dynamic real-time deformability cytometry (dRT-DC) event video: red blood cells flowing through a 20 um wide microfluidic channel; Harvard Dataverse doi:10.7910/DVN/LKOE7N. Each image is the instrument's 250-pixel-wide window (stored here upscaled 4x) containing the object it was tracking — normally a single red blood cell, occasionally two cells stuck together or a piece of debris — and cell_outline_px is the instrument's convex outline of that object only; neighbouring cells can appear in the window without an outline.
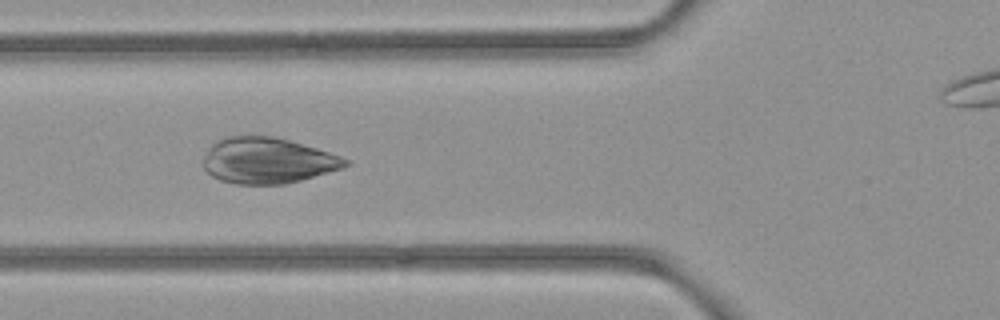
{"species": "common noctule bat (a hibernating species)", "species_latin": "Nyctalus noctula", "temperature_condition": "room temperature", "stored_images_in_passage": 5, "camera_frame_rate_fps": 3000, "um_per_image_px": 0.085, "animal": {"sex": "female", "body_mass_g": 21.9}, "frame": {"image": 1, "passage_image": 2, "time_ms": 0.333, "image_size_px": [1000, 320], "cell_outline_px": [[352, 164], [344, 168], [300, 180], [284, 184], [236, 184], [220, 180], [212, 176], [204, 168], [204, 156], [212, 144], [228, 136], [272, 136], [288, 140], [316, 148], [352, 160]], "centroid_in_image_um": [22.78, 13.66], "position_along_channel_um": 103.0, "area_um2": 37.8}}
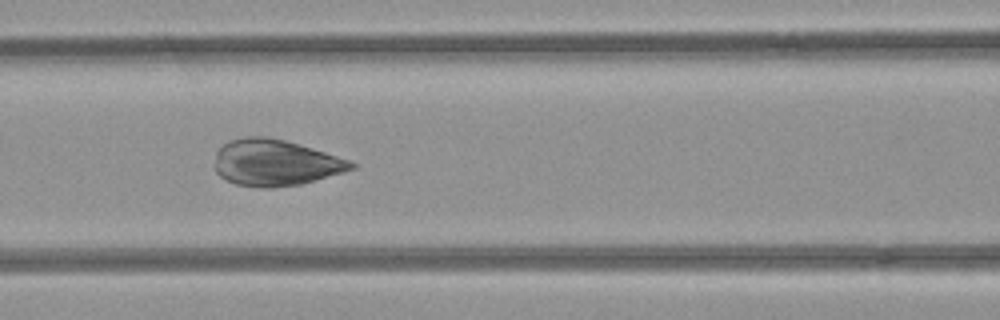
{"frame": {"image": 2, "passage_image": 3, "time_ms": 0.667, "image_size_px": [1000, 320], "cell_outline_px": [[356, 168], [316, 180], [300, 184], [272, 188], [260, 188], [236, 184], [220, 176], [216, 172], [216, 152], [228, 140], [248, 136], [268, 136], [284, 140], [312, 148], [352, 160], [356, 164]], "centroid_in_image_um": [23.42, 13.83], "position_along_channel_um": 143.2, "area_um2": 36.82}}